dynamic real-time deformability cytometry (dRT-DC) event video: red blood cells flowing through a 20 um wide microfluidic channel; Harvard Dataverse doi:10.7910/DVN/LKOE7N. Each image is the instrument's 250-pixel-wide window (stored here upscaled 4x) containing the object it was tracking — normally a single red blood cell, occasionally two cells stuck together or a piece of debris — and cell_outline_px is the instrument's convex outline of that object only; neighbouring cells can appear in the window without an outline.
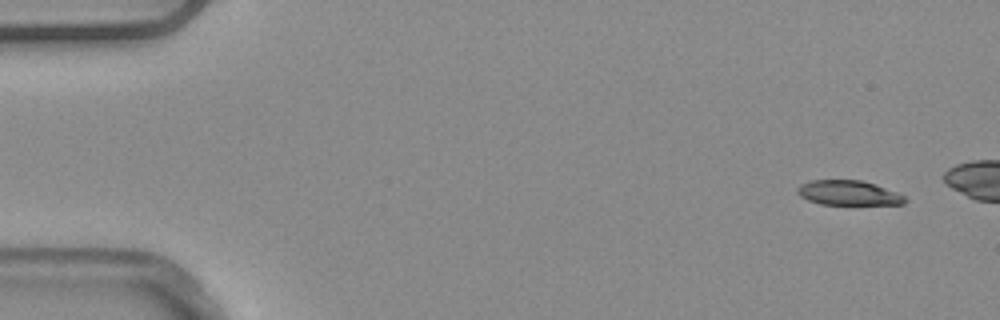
{"species": "common noctule bat (a hibernating species)", "species_latin": "Nyctalus noctula", "temperature_condition": "warm", "stored_images_in_passage": 5, "camera_frame_rate_fps": 3000, "um_per_image_px": 0.085, "animal": {"sex": "male", "body_mass_g": 20.4}, "frame": {"image": 1, "passage_image": 1, "time_ms": 0.0, "image_size_px": [1000, 320], "cell_outline_px": [[908, 200], [904, 204], [820, 204], [808, 200], [800, 196], [796, 192], [796, 188], [800, 184], [812, 180], [860, 180], [876, 184], [896, 192], [904, 196]], "centroid_in_image_um": [72.1, 16.39], "position_along_channel_um": 12.9, "area_um2": 15.49}}